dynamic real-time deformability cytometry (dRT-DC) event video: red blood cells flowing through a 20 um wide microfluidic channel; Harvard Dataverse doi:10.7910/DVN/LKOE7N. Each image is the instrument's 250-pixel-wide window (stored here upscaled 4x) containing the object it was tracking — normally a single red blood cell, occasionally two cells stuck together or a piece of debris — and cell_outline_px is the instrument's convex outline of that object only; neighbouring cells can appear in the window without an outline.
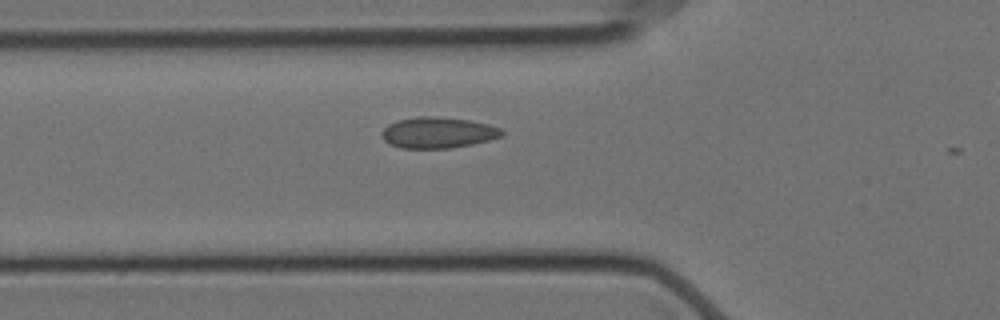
{"species": "Egyptian fruit bat (a non-hibernating species)", "species_latin": "Rousettus aegyptiacus", "temperature_condition": "cold", "stored_images_in_passage": 4, "camera_frame_rate_fps": 3000, "um_per_image_px": 0.085, "animal": {"sex": "female"}, "frame": {"image": 1, "passage_image": 3, "time_ms": 0.667, "image_size_px": [1000, 320], "cell_outline_px": [[504, 136], [472, 144], [452, 148], [400, 148], [388, 144], [380, 136], [380, 132], [388, 124], [396, 120], [416, 116], [432, 116], [468, 120], [488, 124], [500, 128], [504, 132]], "centroid_in_image_um": [37.18, 11.27], "position_along_channel_um": 88.6, "area_um2": 21.91}}